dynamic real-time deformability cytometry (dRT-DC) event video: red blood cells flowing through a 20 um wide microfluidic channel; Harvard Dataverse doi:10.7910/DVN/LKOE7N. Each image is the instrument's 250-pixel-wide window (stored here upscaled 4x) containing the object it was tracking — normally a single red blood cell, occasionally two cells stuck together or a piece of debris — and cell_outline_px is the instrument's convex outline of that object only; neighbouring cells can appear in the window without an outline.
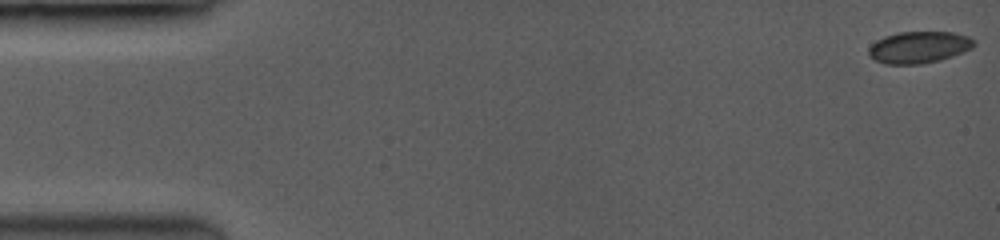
{"species": "common noctule bat (a hibernating species)", "species_latin": "Nyctalus noctula", "temperature_condition": "room temperature", "stored_images_in_passage": 17, "camera_frame_rate_fps": 3500, "um_per_image_px": 0.085, "animal": {"sex": "female", "body_mass_g": 19.0, "forearm_length_mm": 53.3}, "frame": {"image": 1, "passage_image": 1, "time_ms": 0.0, "image_size_px": [1000, 240], "cell_outline_px": [[972, 44], [968, 48], [960, 52], [940, 60], [920, 64], [888, 64], [876, 60], [868, 52], [868, 48], [876, 40], [900, 32], [952, 32], [964, 36], [972, 40]], "centroid_in_image_um": [78.03, 4.02], "position_along_channel_um": 7.0, "area_um2": 18.73}}
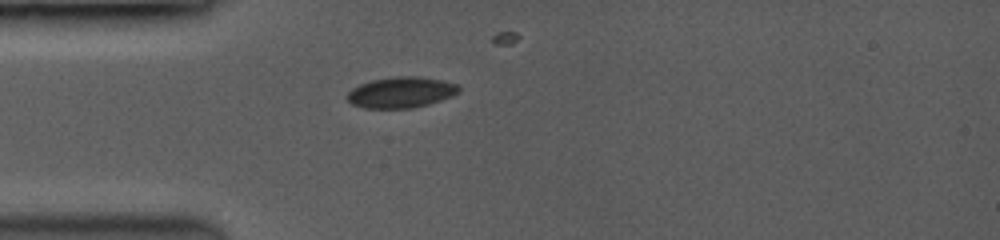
{"frame": {"image": 2, "passage_image": 13, "time_ms": 4.571, "image_size_px": [1000, 240], "cell_outline_px": [[460, 88], [456, 92], [440, 100], [428, 104], [412, 108], [364, 108], [352, 104], [348, 100], [348, 92], [352, 88], [360, 84], [372, 80], [400, 76], [408, 76], [440, 80], [456, 84]], "centroid_in_image_um": [34.03, 7.86], "position_along_channel_um": 51.0, "area_um2": 19.54}}